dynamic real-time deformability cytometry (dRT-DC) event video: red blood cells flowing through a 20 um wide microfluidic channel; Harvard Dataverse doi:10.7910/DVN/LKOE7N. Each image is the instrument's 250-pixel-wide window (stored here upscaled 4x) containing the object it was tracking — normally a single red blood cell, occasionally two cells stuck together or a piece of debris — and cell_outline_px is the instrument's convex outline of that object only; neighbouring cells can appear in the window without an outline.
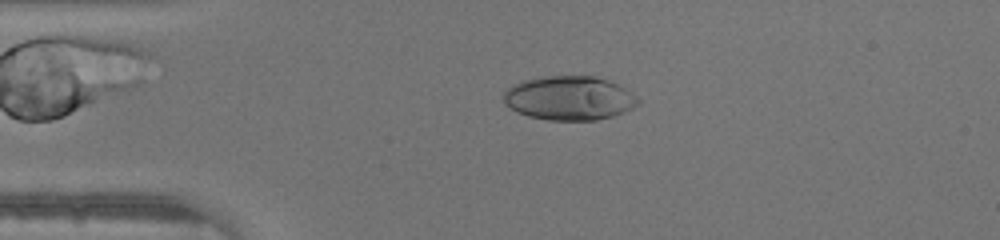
{"species": "human", "species_latin": "Homo sapiens", "temperature_condition": "warm", "stored_images_in_passage": 46, "camera_frame_rate_fps": 3000, "um_per_image_px": 0.085, "donor": {"sex": "male"}, "frame": {"image": 1, "passage_image": 10, "time_ms": 3.0, "image_size_px": [1000, 240], "cell_outline_px": [[640, 104], [624, 112], [612, 116], [596, 120], [548, 120], [528, 116], [516, 112], [504, 104], [504, 92], [512, 84], [524, 80], [544, 76], [596, 76], [608, 80], [632, 92], [640, 100]], "centroid_in_image_um": [48.38, 8.34], "position_along_channel_um": 36.6, "area_um2": 34.68}}
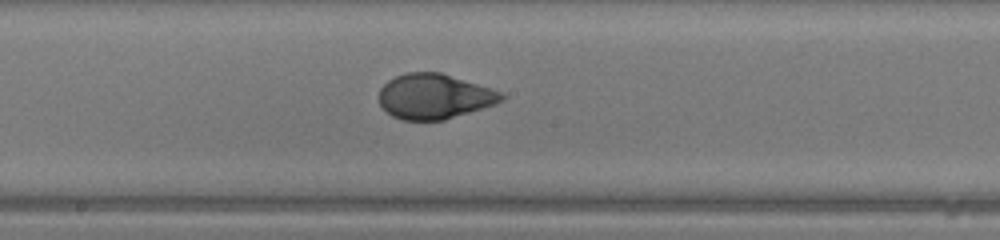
{"frame": {"image": 2, "passage_image": 24, "time_ms": 7.667, "image_size_px": [1000, 240], "cell_outline_px": [[508, 96], [504, 100], [496, 104], [444, 120], [404, 120], [392, 116], [380, 104], [380, 88], [388, 80], [404, 72], [440, 72], [492, 88], [504, 92]], "centroid_in_image_um": [36.97, 8.19], "position_along_channel_um": 211.2, "area_um2": 32.31}}
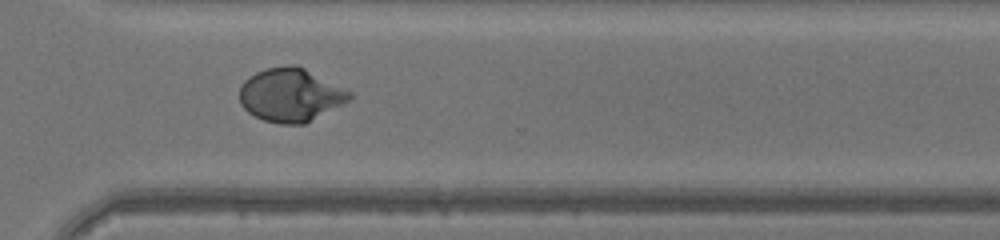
{"frame": {"image": 3, "passage_image": 33, "time_ms": 10.667, "image_size_px": [1000, 240], "cell_outline_px": [[352, 96], [348, 100], [304, 124], [280, 124], [264, 120], [248, 112], [240, 104], [240, 84], [248, 76], [256, 72], [268, 68], [288, 64], [296, 64], [352, 92]], "centroid_in_image_um": [24.65, 8.06], "position_along_channel_um": 345.9, "area_um2": 33.93}}